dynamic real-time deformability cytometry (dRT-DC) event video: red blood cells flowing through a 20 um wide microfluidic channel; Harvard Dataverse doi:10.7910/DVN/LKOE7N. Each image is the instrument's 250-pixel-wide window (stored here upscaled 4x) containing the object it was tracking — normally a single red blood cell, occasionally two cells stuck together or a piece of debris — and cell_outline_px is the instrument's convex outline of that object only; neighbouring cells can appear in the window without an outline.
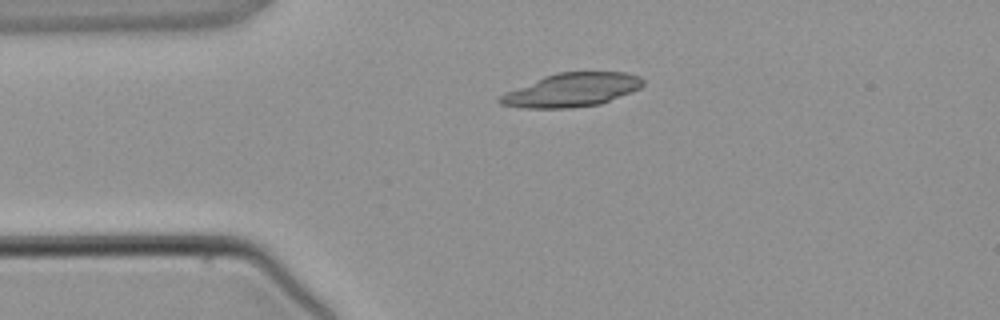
{"species": "common noctule bat (a hibernating species)", "species_latin": "Nyctalus noctula", "temperature_condition": "warm", "stored_images_in_passage": 3, "segment_of_instrument_passage": [2, 2], "camera_frame_rate_fps": 3000, "um_per_image_px": 0.085, "animal": {"sex": "male", "body_mass_g": 21.5, "forearm_length_mm": 52.0}, "frame": {"image": 1, "passage_image": 3, "time_ms": 4.667, "image_size_px": [1000, 320], "cell_outline_px": [[644, 84], [640, 88], [600, 104], [572, 108], [520, 108], [500, 104], [496, 100], [504, 92], [544, 76], [556, 72], [624, 72], [640, 76], [644, 80]], "centroid_in_image_um": [48.56, 7.65], "position_along_channel_um": 36.4, "area_um2": 28.09}}